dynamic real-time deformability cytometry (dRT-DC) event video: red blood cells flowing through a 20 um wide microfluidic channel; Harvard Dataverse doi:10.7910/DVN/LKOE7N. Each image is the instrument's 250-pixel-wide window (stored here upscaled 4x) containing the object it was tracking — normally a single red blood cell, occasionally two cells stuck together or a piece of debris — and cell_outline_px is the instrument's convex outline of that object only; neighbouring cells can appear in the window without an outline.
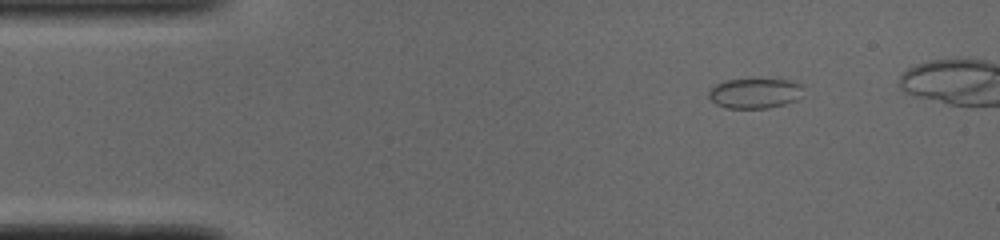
{"species": "common noctule bat (a hibernating species)", "species_latin": "Nyctalus noctula", "temperature_condition": "cold", "stored_images_in_passage": 40, "segment_of_instrument_passage": [1, 2], "camera_frame_rate_fps": 3000, "um_per_image_px": 0.085, "animal": {"sex": "male", "body_mass_g": 19.0, "forearm_length_mm": 50.8}, "frame": {"image": 1, "passage_image": 1, "time_ms": 0.0, "image_size_px": [1000, 240], "cell_outline_px": [[804, 96], [796, 100], [784, 104], [768, 108], [728, 108], [716, 104], [708, 96], [708, 92], [716, 84], [728, 80], [788, 80], [800, 84]], "centroid_in_image_um": [64.18, 7.94], "position_along_channel_um": 20.8, "area_um2": 16.36}}
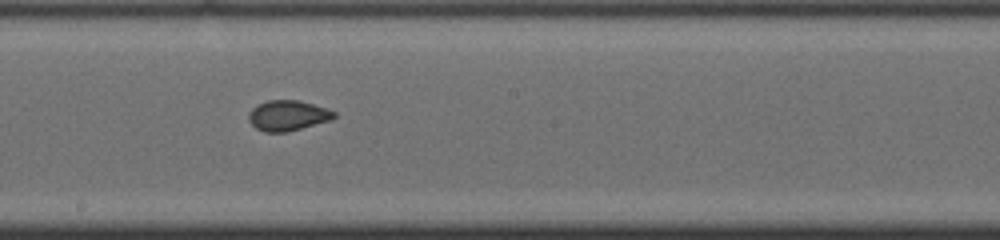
{"frame": {"image": 2, "passage_image": 22, "time_ms": 7.0, "image_size_px": [1000, 240], "cell_outline_px": [[336, 116], [328, 120], [288, 132], [264, 132], [256, 128], [248, 120], [248, 112], [252, 108], [268, 100], [300, 100], [328, 108], [336, 112]], "centroid_in_image_um": [24.45, 9.81], "position_along_channel_um": 223.8, "area_um2": 15.09}}
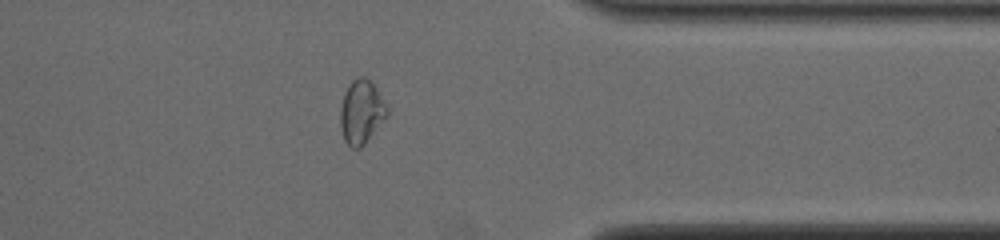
{"frame": {"image": 3, "passage_image": 35, "time_ms": 11.333, "image_size_px": [1000, 240], "cell_outline_px": [[388, 116], [364, 144], [360, 148], [352, 148], [344, 140], [340, 128], [340, 108], [344, 92], [348, 84], [356, 76], [364, 76], [376, 88], [388, 104]], "centroid_in_image_um": [30.72, 9.5], "position_along_channel_um": 380.7, "area_um2": 17.63}}